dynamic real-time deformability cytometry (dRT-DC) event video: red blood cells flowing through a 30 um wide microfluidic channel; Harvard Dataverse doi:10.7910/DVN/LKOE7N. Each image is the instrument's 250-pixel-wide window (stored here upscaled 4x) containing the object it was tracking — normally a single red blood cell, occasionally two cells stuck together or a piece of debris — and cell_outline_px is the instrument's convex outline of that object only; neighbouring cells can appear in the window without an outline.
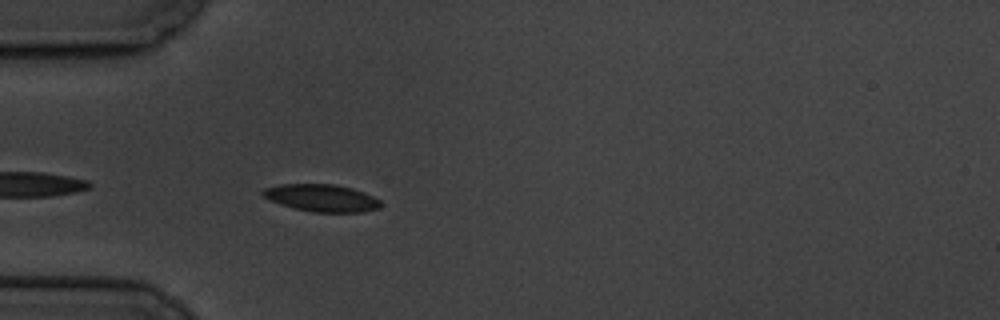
{"species": "common noctule bat (a hibernating species)", "species_latin": "Nyctalus noctula", "temperature_condition": "cold", "stored_images_in_passage": 5, "camera_frame_rate_fps": 3000, "um_per_image_px": 0.085, "animal": {"sex": "male", "body_mass_g": 19.5, "forearm_length_mm": 54.6}, "frame": {"image": 1, "passage_image": 5, "time_ms": 4.333, "image_size_px": [1000, 320], "cell_outline_px": [[380, 208], [364, 212], [312, 212], [292, 208], [280, 204], [264, 196], [260, 192], [264, 188], [280, 184], [336, 184], [352, 188], [364, 192], [380, 200]], "centroid_in_image_um": [27.34, 16.82], "position_along_channel_um": 57.7, "area_um2": 18.79}}